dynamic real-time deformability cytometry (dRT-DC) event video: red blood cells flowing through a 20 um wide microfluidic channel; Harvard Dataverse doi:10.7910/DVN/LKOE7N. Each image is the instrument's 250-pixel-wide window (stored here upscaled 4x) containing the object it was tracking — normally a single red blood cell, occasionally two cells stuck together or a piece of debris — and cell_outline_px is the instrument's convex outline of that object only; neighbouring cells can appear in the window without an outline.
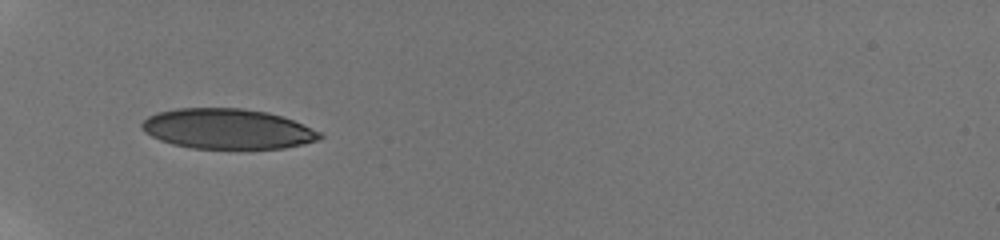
{"species": "human", "species_latin": "Homo sapiens", "temperature_condition": "room temperature", "stored_images_in_passage": 35, "camera_frame_rate_fps": 3000, "um_per_image_px": 0.085, "donor": {"sex": "male"}, "frame": {"image": 1, "passage_image": 1, "time_ms": 0.0, "image_size_px": [1000, 240], "cell_outline_px": [[324, 136], [320, 140], [284, 148], [192, 148], [172, 144], [160, 140], [144, 132], [140, 128], [140, 124], [148, 116], [156, 112], [176, 108], [244, 108], [268, 112], [284, 116], [320, 132]], "centroid_in_image_um": [19.32, 10.94], "position_along_channel_um": 65.7, "area_um2": 41.85}}
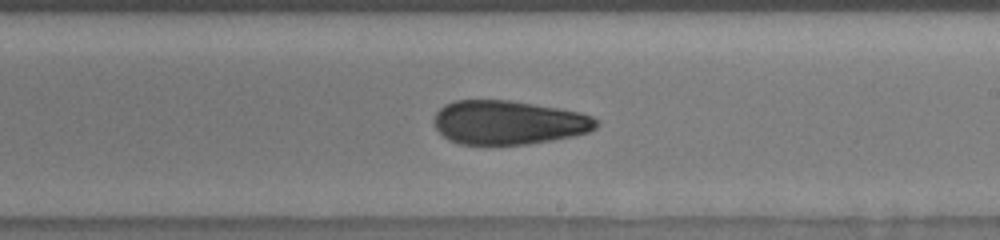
{"frame": {"image": 2, "passage_image": 16, "time_ms": 5.0, "image_size_px": [1000, 240], "cell_outline_px": [[600, 124], [596, 128], [588, 132], [572, 136], [552, 140], [524, 144], [460, 144], [448, 140], [436, 128], [436, 112], [444, 104], [452, 100], [508, 100], [560, 108], [580, 112], [592, 116], [600, 120]], "centroid_in_image_um": [43.26, 10.4], "position_along_channel_um": 245.7, "area_um2": 41.56}}
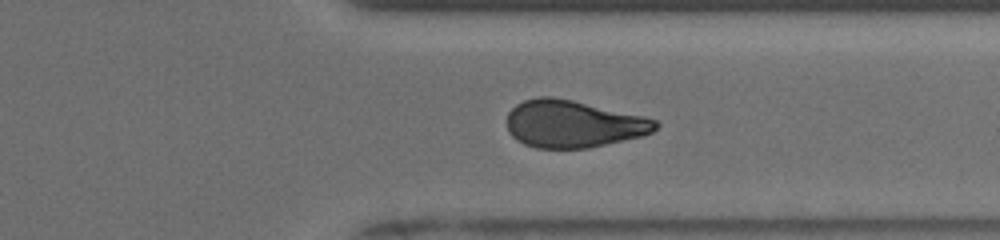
{"frame": {"image": 3, "passage_image": 25, "time_ms": 8.0, "image_size_px": [1000, 240], "cell_outline_px": [[660, 124], [652, 132], [640, 136], [588, 148], [536, 148], [524, 144], [516, 140], [508, 132], [508, 112], [516, 104], [524, 100], [540, 96], [552, 96], [572, 100], [644, 116], [656, 120]], "centroid_in_image_um": [48.69, 10.53], "position_along_channel_um": 362.7, "area_um2": 40.81}, "authors_computed_cell_mechanics": {"area_um2": 41.8472, "velocity_mm_per_s": 3.8931, "shape_relaxation_time_tau1_ms": null, "shape_relaxation_time_tau2_ms": 2.3324, "deformation_change_tau1": null, "deformation_change_tau2": 0.0859}}